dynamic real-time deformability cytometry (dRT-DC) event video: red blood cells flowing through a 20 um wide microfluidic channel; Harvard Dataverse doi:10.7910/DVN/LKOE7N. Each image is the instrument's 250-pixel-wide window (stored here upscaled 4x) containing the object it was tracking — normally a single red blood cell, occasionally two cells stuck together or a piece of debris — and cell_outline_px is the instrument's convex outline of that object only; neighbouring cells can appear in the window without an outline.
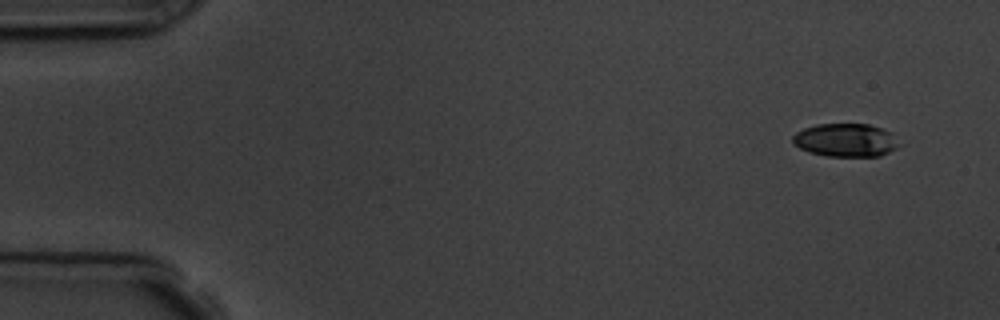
{"species": "common noctule bat (a hibernating species)", "species_latin": "Nyctalus noctula", "temperature_condition": "room temperature", "stored_images_in_passage": 4, "camera_frame_rate_fps": 3000, "um_per_image_px": 0.085, "animal": {"sex": "male", "body_mass_g": 19.5, "forearm_length_mm": 54.6}, "frame": {"image": 1, "passage_image": 1, "time_ms": 0.0, "image_size_px": [1000, 320], "cell_outline_px": [[900, 144], [896, 148], [880, 156], [824, 156], [808, 152], [792, 144], [792, 136], [796, 132], [804, 128], [816, 124], [868, 124], [892, 132]], "centroid_in_image_um": [71.85, 11.91], "position_along_channel_um": 13.1, "area_um2": 20.75}}
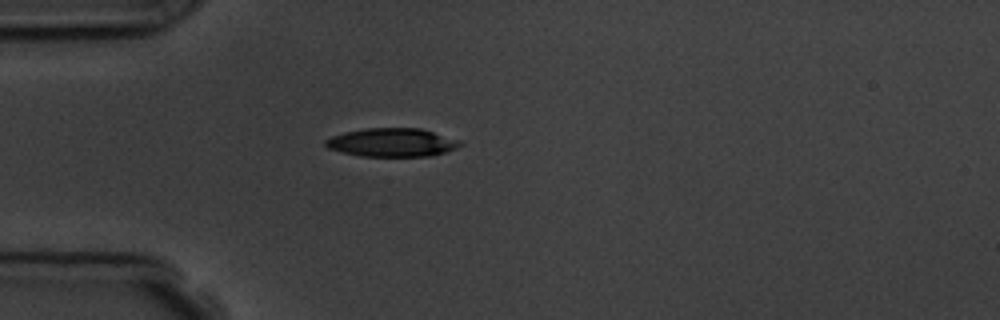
{"frame": {"image": 2, "passage_image": 4, "time_ms": 4.0, "image_size_px": [1000, 320], "cell_outline_px": [[464, 144], [456, 148], [432, 156], [360, 156], [328, 148], [324, 144], [324, 140], [332, 136], [344, 132], [368, 128], [420, 128], [460, 140]], "centroid_in_image_um": [33.33, 12.11], "position_along_channel_um": 51.7, "area_um2": 22.25}}